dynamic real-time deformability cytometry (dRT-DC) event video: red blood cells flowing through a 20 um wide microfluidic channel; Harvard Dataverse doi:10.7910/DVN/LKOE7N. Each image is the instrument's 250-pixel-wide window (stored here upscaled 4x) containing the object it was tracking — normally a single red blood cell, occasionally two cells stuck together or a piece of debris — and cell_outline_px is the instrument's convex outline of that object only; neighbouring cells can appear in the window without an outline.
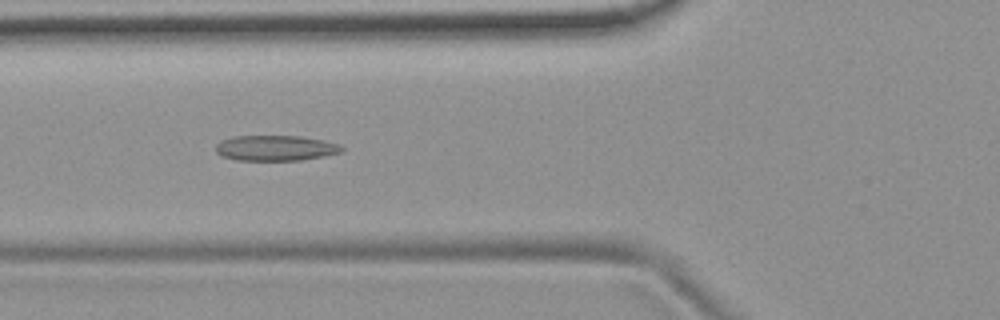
{"species": "common noctule bat (a hibernating species)", "species_latin": "Nyctalus noctula", "temperature_condition": "room temperature", "stored_images_in_passage": 55, "camera_frame_rate_fps": 3000, "um_per_image_px": 0.085, "animal": {"sex": "female", "body_mass_g": 19.9}, "frame": {"image": 1, "passage_image": 20, "time_ms": 6.333, "image_size_px": [1000, 320], "cell_outline_px": [[344, 152], [324, 156], [300, 160], [236, 160], [220, 156], [216, 152], [216, 144], [232, 136], [300, 136], [340, 144], [344, 148]], "centroid_in_image_um": [23.43, 12.59], "position_along_channel_um": 102.4, "area_um2": 18.67}}
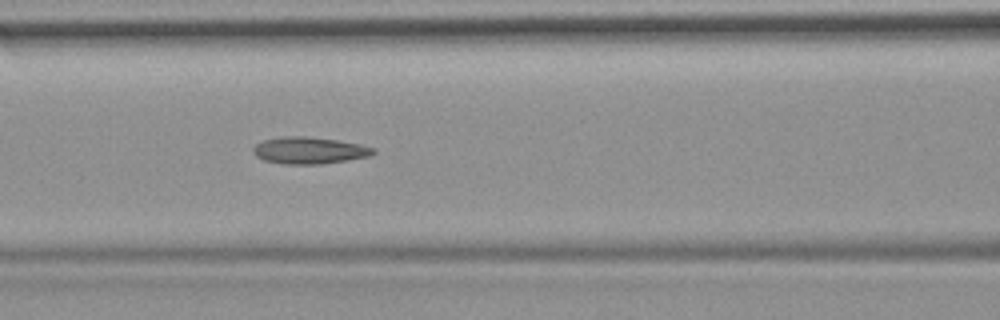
{"frame": {"image": 2, "passage_image": 23, "time_ms": 7.333, "image_size_px": [1000, 320], "cell_outline_px": [[376, 152], [368, 156], [320, 164], [284, 164], [264, 160], [256, 156], [252, 152], [252, 148], [256, 144], [264, 140], [280, 136], [304, 136], [336, 140], [360, 144], [376, 148]], "centroid_in_image_um": [26.25, 12.78], "position_along_channel_um": 140.3, "area_um2": 18.67}}
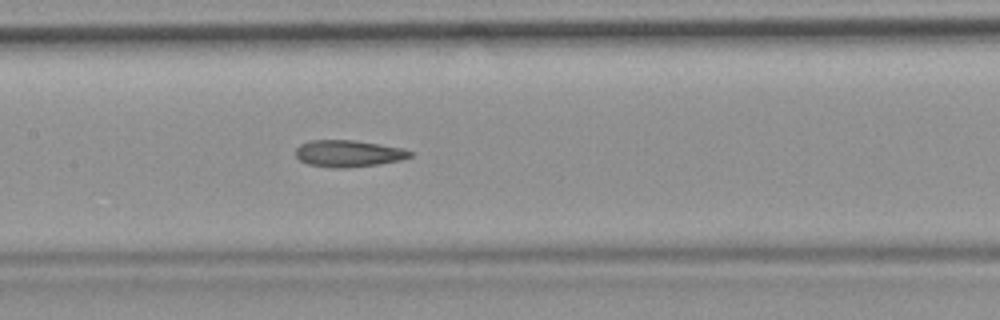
{"frame": {"image": 3, "passage_image": 26, "time_ms": 8.333, "image_size_px": [1000, 320], "cell_outline_px": [[412, 156], [404, 160], [380, 164], [344, 168], [336, 168], [308, 164], [300, 160], [296, 156], [296, 148], [300, 144], [308, 140], [352, 140], [380, 144], [404, 148], [412, 152]], "centroid_in_image_um": [29.64, 13.04], "position_along_channel_um": 177.8, "area_um2": 17.98}, "authors_computed_cell_mechanics": {"area_um2": 18.6694, "velocity_mm_per_s": 3.7543, "shape_relaxation_time_tau1_ms": null, "shape_relaxation_time_tau2_ms": 5.1732, "deformation_change_tau1": null, "deformation_change_tau2": 0.1288}}